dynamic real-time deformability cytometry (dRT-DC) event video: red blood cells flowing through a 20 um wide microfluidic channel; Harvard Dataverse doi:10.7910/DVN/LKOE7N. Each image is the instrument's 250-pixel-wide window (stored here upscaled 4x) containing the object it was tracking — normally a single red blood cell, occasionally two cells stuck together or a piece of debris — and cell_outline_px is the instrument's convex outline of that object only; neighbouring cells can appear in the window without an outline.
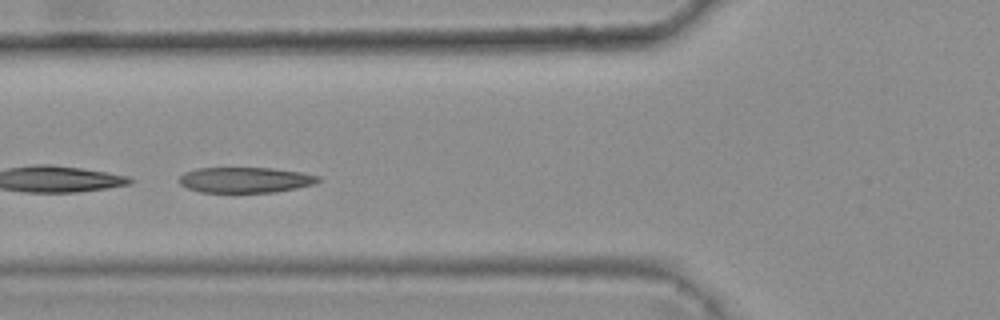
{"species": "common noctule bat (a hibernating species)", "species_latin": "Nyctalus noctula", "temperature_condition": "warm", "stored_images_in_passage": 3, "camera_frame_rate_fps": 3000, "um_per_image_px": 0.085, "animal": {"sex": "female", "body_mass_g": 25.1}, "frame": {"image": 1, "passage_image": 2, "time_ms": 0.333, "image_size_px": [1000, 320], "cell_outline_px": [[320, 180], [316, 184], [276, 192], [200, 192], [188, 188], [180, 184], [180, 176], [184, 172], [196, 168], [272, 168], [300, 172], [320, 176]], "centroid_in_image_um": [20.86, 15.29], "position_along_channel_um": 104.9, "area_um2": 20.69}}
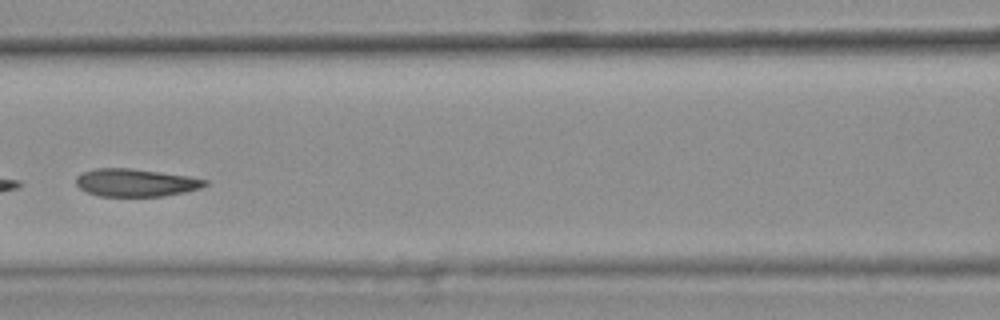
{"frame": {"image": 2, "passage_image": 3, "time_ms": 0.667, "image_size_px": [1000, 320], "cell_outline_px": [[208, 184], [200, 188], [184, 192], [164, 196], [100, 196], [88, 192], [80, 188], [76, 184], [76, 176], [84, 172], [96, 168], [132, 168], [188, 176], [208, 180]], "centroid_in_image_um": [11.54, 15.52], "position_along_channel_um": 155.1, "area_um2": 20.75}}